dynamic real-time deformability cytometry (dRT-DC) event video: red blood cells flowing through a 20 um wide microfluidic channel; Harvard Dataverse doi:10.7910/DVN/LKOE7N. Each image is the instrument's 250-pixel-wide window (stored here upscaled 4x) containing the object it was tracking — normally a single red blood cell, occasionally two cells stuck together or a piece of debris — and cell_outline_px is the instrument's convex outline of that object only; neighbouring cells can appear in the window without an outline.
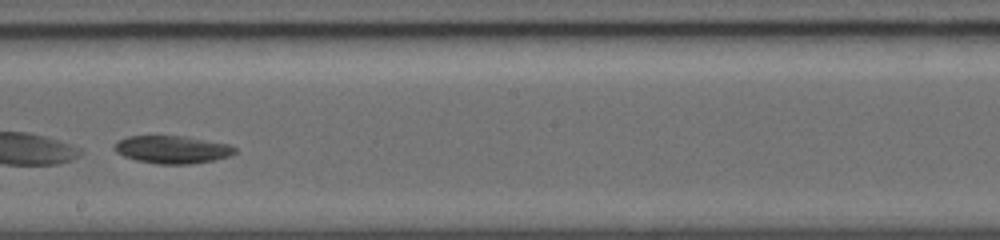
{"species": "common noctule bat (a hibernating species)", "species_latin": "Nyctalus noctula", "temperature_condition": "warm", "stored_images_in_passage": 21, "camera_frame_rate_fps": 5000, "um_per_image_px": 0.085, "animal": {"sex": "female", "body_mass_g": 19.0, "forearm_length_mm": 56.7}, "frame": {"image": 1, "passage_image": 12, "time_ms": 3.8, "image_size_px": [1000, 240], "cell_outline_px": [[236, 152], [228, 156], [212, 160], [188, 164], [156, 164], [136, 160], [124, 156], [116, 152], [116, 144], [120, 140], [128, 136], [184, 136], [228, 144], [236, 148]], "centroid_in_image_um": [14.65, 12.71], "position_along_channel_um": 233.6, "area_um2": 19.13}}